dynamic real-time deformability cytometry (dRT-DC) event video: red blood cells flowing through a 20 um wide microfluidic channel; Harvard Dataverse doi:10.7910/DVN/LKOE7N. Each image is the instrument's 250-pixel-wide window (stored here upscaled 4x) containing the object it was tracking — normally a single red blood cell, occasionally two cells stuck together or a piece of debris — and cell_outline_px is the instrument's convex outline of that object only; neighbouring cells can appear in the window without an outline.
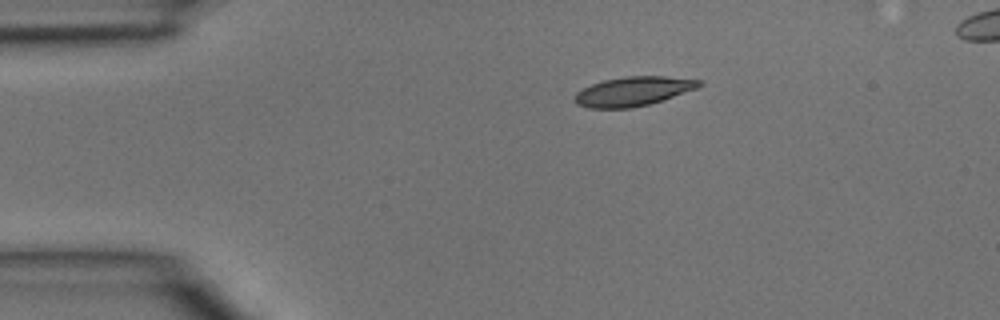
{"species": "common noctule bat (a hibernating species)", "species_latin": "Nyctalus noctula", "temperature_condition": "room temperature", "stored_images_in_passage": 3, "camera_frame_rate_fps": 3000, "um_per_image_px": 0.085, "animal": {"sex": "male", "body_mass_g": 15.6}, "frame": {"image": 1, "passage_image": 1, "time_ms": 0.0, "image_size_px": [1000, 320], "cell_outline_px": [[704, 84], [696, 88], [648, 104], [632, 108], [588, 108], [576, 104], [576, 92], [592, 84], [604, 80], [624, 76], [664, 76], [704, 80]], "centroid_in_image_um": [53.83, 7.75], "position_along_channel_um": 31.2, "area_um2": 20.98}}